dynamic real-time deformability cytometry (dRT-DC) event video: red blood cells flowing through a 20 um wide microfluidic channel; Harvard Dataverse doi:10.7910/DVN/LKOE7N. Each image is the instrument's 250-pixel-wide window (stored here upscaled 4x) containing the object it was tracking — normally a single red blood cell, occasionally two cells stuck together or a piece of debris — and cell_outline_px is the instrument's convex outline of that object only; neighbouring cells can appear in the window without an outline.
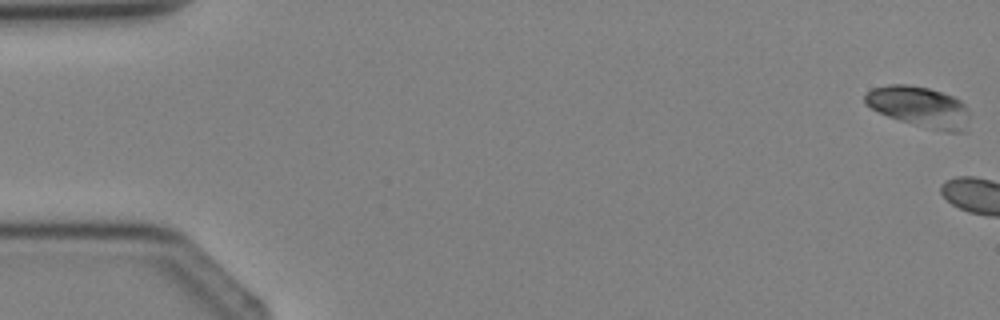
{"species": "Egyptian fruit bat (a non-hibernating species)", "species_latin": "Rousettus aegyptiacus", "temperature_condition": "cold", "stored_images_in_passage": 5, "camera_frame_rate_fps": 3000, "um_per_image_px": 0.085, "animal": {"sex": "female"}, "frame": {"image": 1, "passage_image": 1, "time_ms": 0.0, "image_size_px": [1000, 320], "cell_outline_px": [[972, 116], [968, 132], [944, 132], [928, 128], [900, 120], [888, 116], [864, 104], [864, 96], [872, 88], [888, 84], [908, 84], [928, 88], [952, 96], [960, 100], [972, 112]], "centroid_in_image_um": [78.24, 9.1], "position_along_channel_um": 6.8, "area_um2": 25.26}}